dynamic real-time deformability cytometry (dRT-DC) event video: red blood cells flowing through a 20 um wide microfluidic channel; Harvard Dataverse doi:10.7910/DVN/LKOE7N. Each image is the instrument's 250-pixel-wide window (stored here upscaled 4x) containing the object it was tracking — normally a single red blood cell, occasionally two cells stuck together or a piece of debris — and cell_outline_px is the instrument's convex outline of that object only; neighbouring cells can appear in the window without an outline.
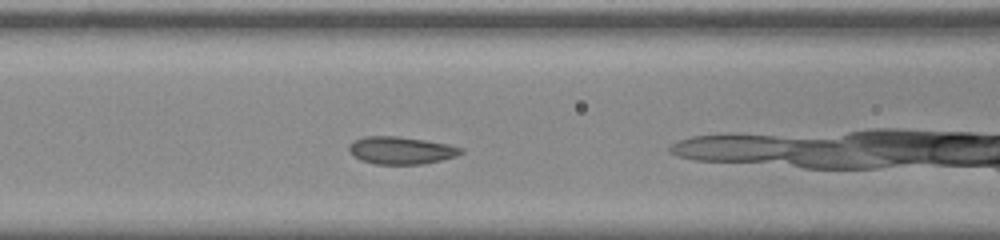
{"species": "common noctule bat (a hibernating species)", "species_latin": "Nyctalus noctula", "temperature_condition": "room temperature", "stored_images_in_passage": 19, "camera_frame_rate_fps": 3000, "um_per_image_px": 0.085, "animal": {"sex": "male", "body_mass_g": 20.0, "forearm_length_mm": 53.3}, "frame": {"image": 1, "passage_image": 6, "time_ms": 1.667, "image_size_px": [1000, 240], "cell_outline_px": [[464, 152], [456, 156], [424, 164], [376, 164], [360, 160], [352, 156], [348, 148], [356, 140], [364, 136], [396, 136], [424, 140], [448, 144], [464, 148]], "centroid_in_image_um": [34.1, 12.79], "position_along_channel_um": 132.5, "area_um2": 17.86}}
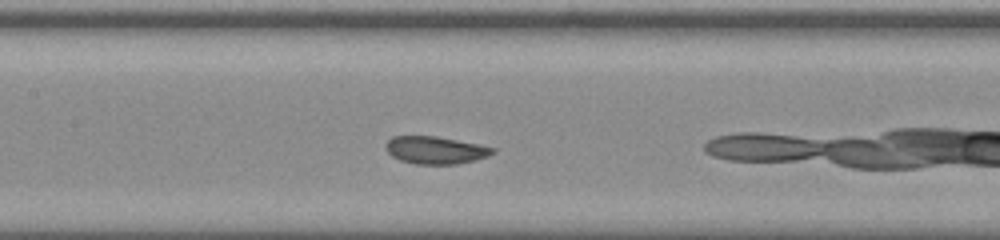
{"frame": {"image": 2, "passage_image": 9, "time_ms": 2.667, "image_size_px": [1000, 240], "cell_outline_px": [[496, 152], [488, 156], [456, 164], [416, 164], [400, 160], [392, 156], [384, 148], [384, 144], [392, 136], [436, 136], [496, 148]], "centroid_in_image_um": [36.97, 12.75], "position_along_channel_um": 170.4, "area_um2": 17.05}}
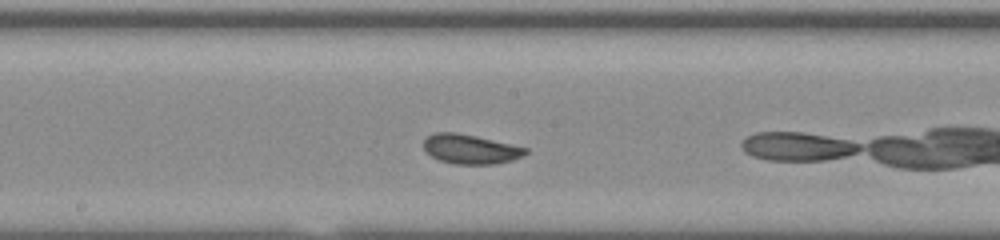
{"frame": {"image": 3, "passage_image": 12, "time_ms": 3.667, "image_size_px": [1000, 240], "cell_outline_px": [[528, 152], [524, 156], [512, 160], [496, 164], [456, 164], [440, 160], [432, 156], [424, 148], [424, 140], [428, 136], [436, 132], [452, 132], [476, 136], [528, 148]], "centroid_in_image_um": [40.02, 12.68], "position_along_channel_um": 208.2, "area_um2": 17.34}}